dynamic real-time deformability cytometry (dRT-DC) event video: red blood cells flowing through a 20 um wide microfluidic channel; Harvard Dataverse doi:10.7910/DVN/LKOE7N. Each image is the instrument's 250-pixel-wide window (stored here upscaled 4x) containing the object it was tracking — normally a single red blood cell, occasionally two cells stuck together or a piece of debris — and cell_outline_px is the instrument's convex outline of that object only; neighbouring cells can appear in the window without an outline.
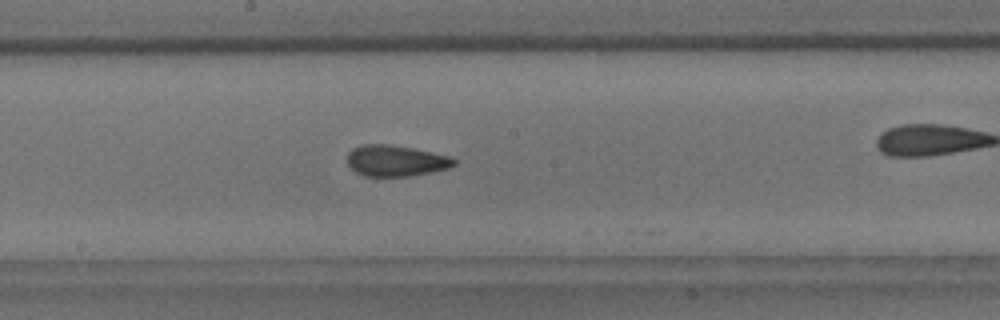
{"species": "common noctule bat (a hibernating species)", "species_latin": "Nyctalus noctula", "temperature_condition": "room temperature", "stored_images_in_passage": 13, "camera_frame_rate_fps": 3000, "um_per_image_px": 0.085, "animal": {"sex": "male", "body_mass_g": 18.8}, "frame": {"image": 1, "passage_image": 12, "time_ms": 3.667, "image_size_px": [1000, 320], "cell_outline_px": [[456, 164], [448, 168], [408, 176], [364, 176], [356, 172], [348, 164], [348, 152], [352, 148], [360, 144], [388, 144], [416, 148], [452, 156], [456, 160]], "centroid_in_image_um": [33.65, 13.64], "position_along_channel_um": 214.6, "area_um2": 19.48}}